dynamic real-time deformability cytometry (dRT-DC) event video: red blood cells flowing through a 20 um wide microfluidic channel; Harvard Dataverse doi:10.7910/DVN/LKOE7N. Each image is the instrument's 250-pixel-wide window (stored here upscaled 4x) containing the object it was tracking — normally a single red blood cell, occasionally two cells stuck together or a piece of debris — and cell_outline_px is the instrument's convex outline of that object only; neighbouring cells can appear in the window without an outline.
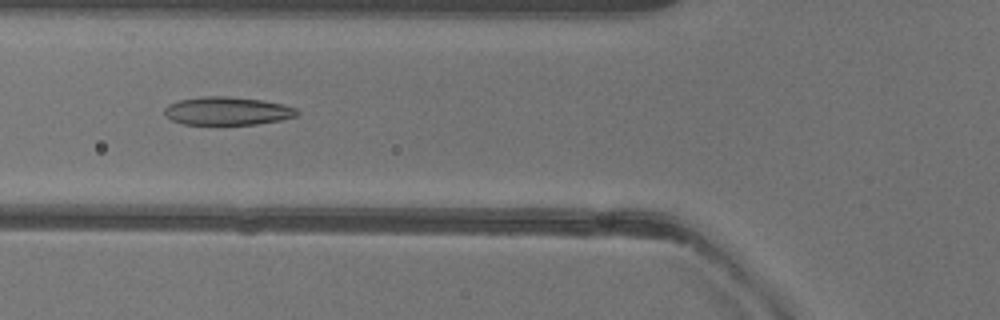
{"species": "common noctule bat (a hibernating species)", "species_latin": "Nyctalus noctula", "temperature_condition": "warm", "stored_images_in_passage": 34, "camera_frame_rate_fps": 3000, "um_per_image_px": 0.085, "animal": {"sex": "female"}, "frame": {"image": 1, "passage_image": 8, "time_ms": 2.333, "image_size_px": [1000, 320], "cell_outline_px": [[300, 112], [296, 116], [280, 120], [256, 124], [184, 124], [172, 120], [164, 116], [164, 108], [168, 104], [180, 100], [204, 96], [228, 96], [260, 100], [284, 104], [296, 108]], "centroid_in_image_um": [19.31, 9.43], "position_along_channel_um": 106.5, "area_um2": 21.73}}
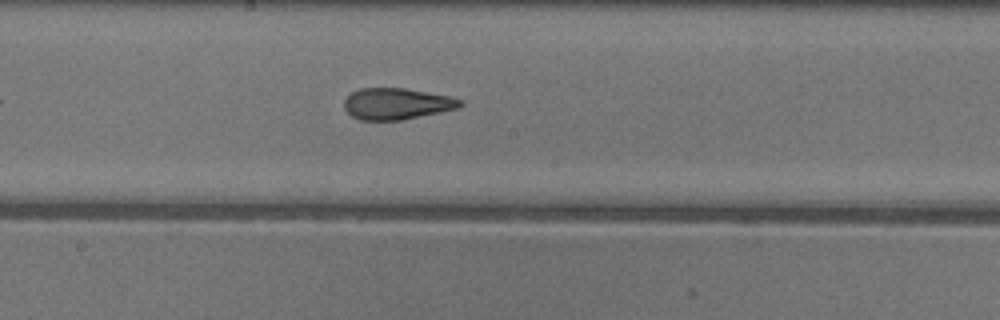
{"frame": {"image": 2, "passage_image": 16, "time_ms": 5.0, "image_size_px": [1000, 320], "cell_outline_px": [[464, 104], [460, 108], [404, 120], [360, 120], [352, 116], [344, 108], [344, 100], [352, 92], [360, 88], [404, 88], [452, 96], [460, 100]], "centroid_in_image_um": [33.75, 8.82], "position_along_channel_um": 214.4, "area_um2": 21.39}}
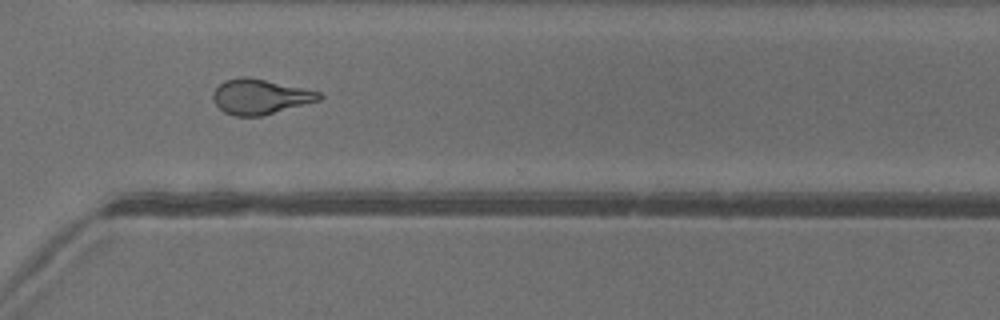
{"frame": {"image": 3, "passage_image": 26, "time_ms": 8.333, "image_size_px": [1000, 320], "cell_outline_px": [[324, 96], [320, 100], [260, 116], [236, 116], [224, 112], [212, 100], [212, 92], [224, 80], [240, 76], [248, 76], [320, 92]], "centroid_in_image_um": [22.07, 8.2], "position_along_channel_um": 348.5, "area_um2": 21.56}, "authors_computed_cell_mechanics": {"area_um2": 21.5305, "velocity_mm_per_s": 4.031, "shape_relaxation_time_tau1_ms": 8.3906, "shape_relaxation_time_tau2_ms": 1.9185, "deformation_change_tau1": 0.2349, "deformation_change_tau2": 0.1011}}